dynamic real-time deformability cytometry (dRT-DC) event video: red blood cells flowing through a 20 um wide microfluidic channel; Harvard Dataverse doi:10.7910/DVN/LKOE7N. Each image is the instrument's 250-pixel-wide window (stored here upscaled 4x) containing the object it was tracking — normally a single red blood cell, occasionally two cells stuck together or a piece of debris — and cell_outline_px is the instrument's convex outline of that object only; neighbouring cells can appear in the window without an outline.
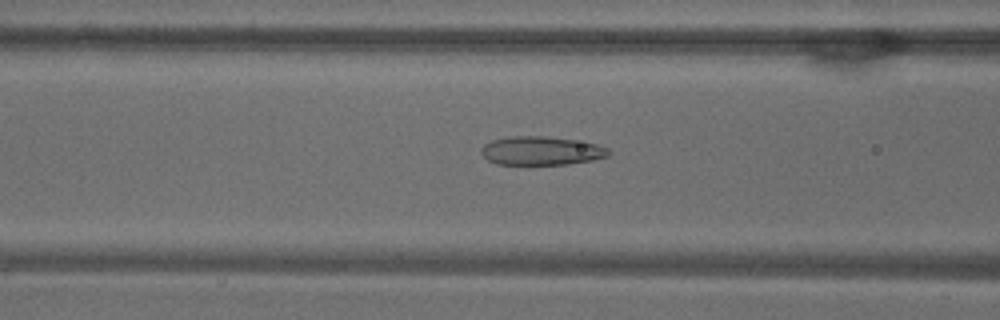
{"species": "common noctule bat (a hibernating species)", "species_latin": "Nyctalus noctula", "temperature_condition": "warm", "stored_images_in_passage": 52, "camera_frame_rate_fps": 3000, "um_per_image_px": 0.085, "animal": {"sex": "male", "body_mass_g": 18.8}, "frame": {"image": 1, "passage_image": 20, "time_ms": 6.333, "image_size_px": [1000, 320], "cell_outline_px": [[608, 156], [592, 160], [568, 164], [496, 164], [488, 160], [480, 152], [480, 148], [484, 144], [492, 140], [508, 136], [544, 136], [572, 140], [596, 144], [608, 148]], "centroid_in_image_um": [45.95, 12.81], "position_along_channel_um": 120.7, "area_um2": 21.1}}
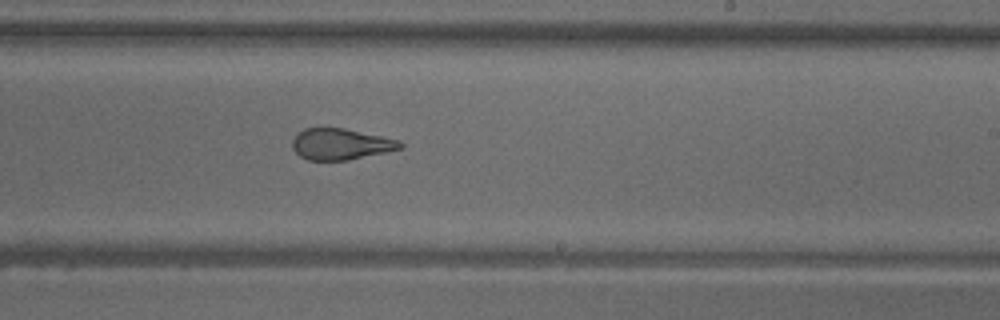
{"frame": {"image": 2, "passage_image": 31, "time_ms": 10.0, "image_size_px": [1000, 320], "cell_outline_px": [[404, 148], [348, 160], [308, 160], [300, 156], [292, 148], [292, 140], [304, 128], [320, 124], [344, 128], [400, 140], [404, 144]], "centroid_in_image_um": [28.94, 12.21], "position_along_channel_um": 260.1, "area_um2": 20.11}}
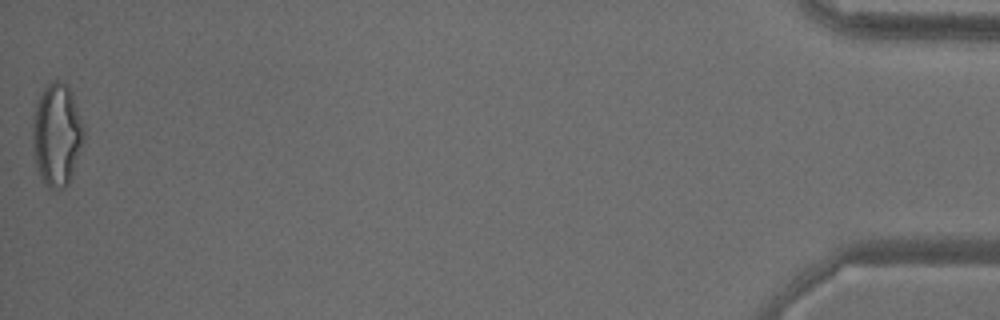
{"frame": {"image": 3, "passage_image": 52, "time_ms": 17.0, "image_size_px": [1000, 320], "cell_outline_px": [[84, 136], [68, 184], [64, 188], [48, 188], [44, 184], [40, 176], [36, 164], [32, 144], [32, 128], [36, 104], [44, 88], [52, 80], [60, 80], [68, 84], [84, 124]], "centroid_in_image_um": [4.82, 11.42], "position_along_channel_um": 430.4, "area_um2": 30.4}, "authors_computed_cell_mechanics": {"area_um2": 23.3223, "velocity_mm_per_s": 3.7963, "shape_relaxation_time_tau1_ms": null, "shape_relaxation_time_tau2_ms": 1.2331, "deformation_change_tau1": null, "deformation_change_tau2": 0.0814}}